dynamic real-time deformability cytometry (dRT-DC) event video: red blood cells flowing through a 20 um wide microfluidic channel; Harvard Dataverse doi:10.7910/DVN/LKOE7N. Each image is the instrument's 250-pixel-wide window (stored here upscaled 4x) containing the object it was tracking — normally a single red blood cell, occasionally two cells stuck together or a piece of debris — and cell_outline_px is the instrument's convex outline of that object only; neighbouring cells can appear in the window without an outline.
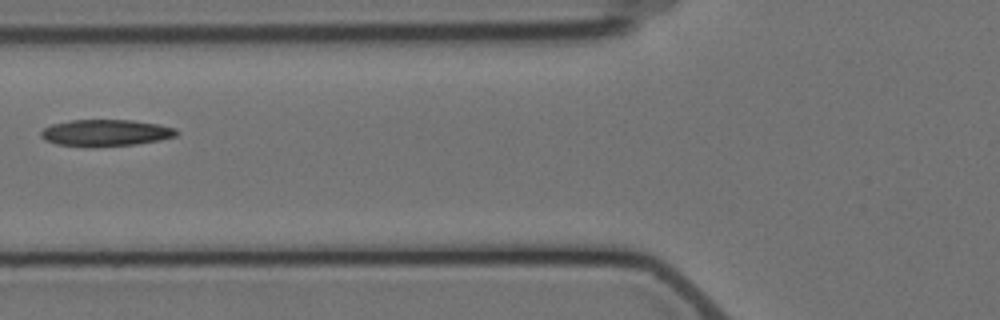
{"species": "Egyptian fruit bat (a non-hibernating species)", "species_latin": "Rousettus aegyptiacus", "temperature_condition": "cold", "stored_images_in_passage": 7, "camera_frame_rate_fps": 3000, "um_per_image_px": 0.085, "animal": {"sex": "female"}, "frame": {"image": 1, "passage_image": 2, "time_ms": 1.333, "image_size_px": [1000, 320], "cell_outline_px": [[180, 132], [176, 136], [160, 140], [136, 144], [92, 148], [56, 144], [44, 140], [40, 136], [40, 132], [44, 128], [52, 124], [72, 120], [132, 120], [156, 124], [176, 128]], "centroid_in_image_um": [8.97, 11.31], "position_along_channel_um": 116.8, "area_um2": 21.33}}
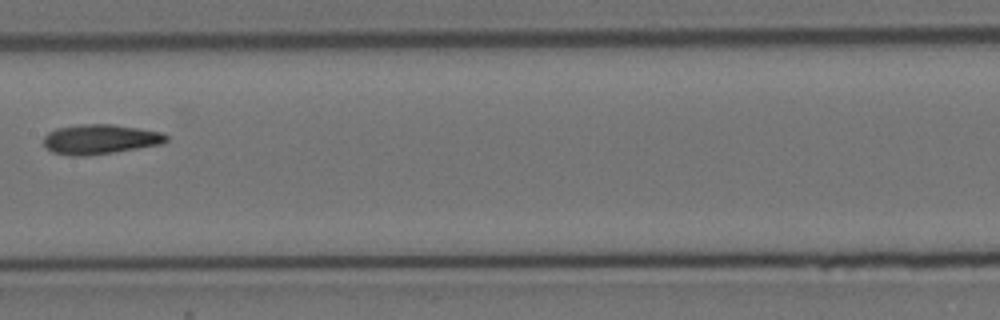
{"frame": {"image": 2, "passage_image": 4, "time_ms": 3.667, "image_size_px": [1000, 320], "cell_outline_px": [[168, 140], [160, 144], [112, 152], [84, 156], [68, 156], [52, 152], [44, 144], [44, 136], [48, 132], [56, 128], [84, 124], [112, 124], [164, 132], [168, 136]], "centroid_in_image_um": [8.5, 11.83], "position_along_channel_um": 198.9, "area_um2": 21.15}}
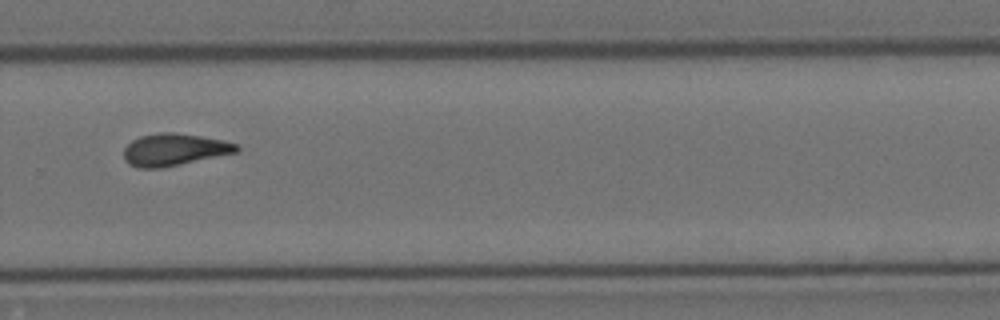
{"frame": {"image": 3, "passage_image": 7, "time_ms": 7.0, "image_size_px": [1000, 320], "cell_outline_px": [[240, 148], [236, 152], [180, 164], [160, 168], [136, 168], [128, 164], [124, 160], [124, 148], [132, 140], [140, 136], [160, 132], [172, 132], [200, 136], [224, 140], [236, 144]], "centroid_in_image_um": [14.76, 12.72], "position_along_channel_um": 315.0, "area_um2": 20.98}}